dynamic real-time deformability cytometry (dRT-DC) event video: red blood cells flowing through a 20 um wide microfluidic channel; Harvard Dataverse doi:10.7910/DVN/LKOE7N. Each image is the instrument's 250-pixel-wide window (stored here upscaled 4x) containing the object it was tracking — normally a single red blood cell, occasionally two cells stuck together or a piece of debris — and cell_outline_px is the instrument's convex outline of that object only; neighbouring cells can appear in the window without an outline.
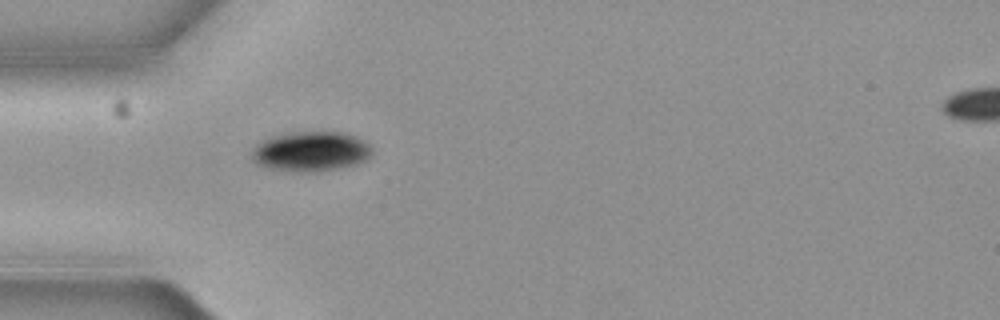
{"species": "common noctule bat (a hibernating species)", "species_latin": "Nyctalus noctula", "temperature_condition": "cold", "stored_images_in_passage": 4, "camera_frame_rate_fps": 3000, "um_per_image_px": 0.085, "animal": {"sex": "female", "body_mass_g": 19.3, "forearm_length_mm": 54.1}, "frame": {"image": 1, "passage_image": 4, "time_ms": 1.0, "image_size_px": [1000, 320], "cell_outline_px": [[372, 152], [364, 160], [356, 164], [316, 172], [296, 172], [268, 168], [256, 164], [252, 160], [252, 148], [260, 140], [272, 136], [292, 132], [340, 132], [356, 136], [364, 140], [372, 148]], "centroid_in_image_um": [26.37, 12.87], "position_along_channel_um": 58.6, "area_um2": 28.03}}